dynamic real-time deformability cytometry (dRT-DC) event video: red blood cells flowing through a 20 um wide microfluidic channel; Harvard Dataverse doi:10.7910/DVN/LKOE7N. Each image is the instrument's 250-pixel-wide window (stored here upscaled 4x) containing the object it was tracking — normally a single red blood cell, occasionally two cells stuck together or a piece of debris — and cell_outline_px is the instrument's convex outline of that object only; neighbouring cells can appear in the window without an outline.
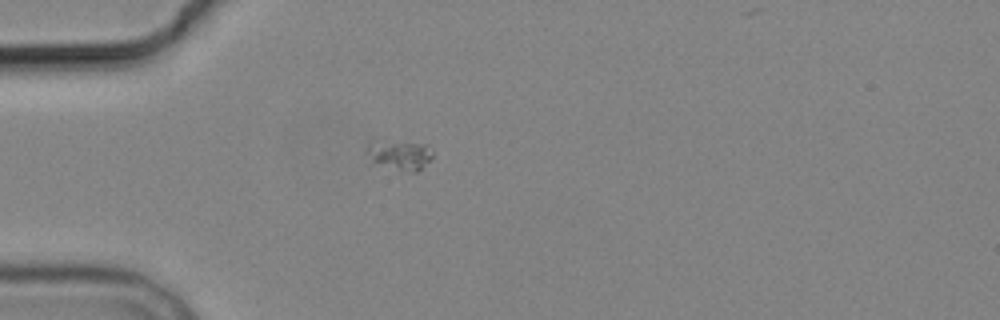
{"species": "common noctule bat (a hibernating species)", "species_latin": "Nyctalus noctula", "temperature_condition": "cold", "stored_images_in_passage": 1, "camera_frame_rate_fps": 3000, "um_per_image_px": 0.085, "animal": {"sex": "male", "body_mass_g": 19.2, "forearm_length_mm": 51.8}, "frame": {"image": 1, "passage_image": 1, "time_ms": 0.0, "image_size_px": [1000, 320], "cell_outline_px": [[432, 156], [416, 172], [400, 172], [372, 160], [368, 148], [368, 144], [428, 144], [432, 148]], "centroid_in_image_um": [34.1, 13.25], "position_along_channel_um": 50.9, "area_um2": 10.23}}